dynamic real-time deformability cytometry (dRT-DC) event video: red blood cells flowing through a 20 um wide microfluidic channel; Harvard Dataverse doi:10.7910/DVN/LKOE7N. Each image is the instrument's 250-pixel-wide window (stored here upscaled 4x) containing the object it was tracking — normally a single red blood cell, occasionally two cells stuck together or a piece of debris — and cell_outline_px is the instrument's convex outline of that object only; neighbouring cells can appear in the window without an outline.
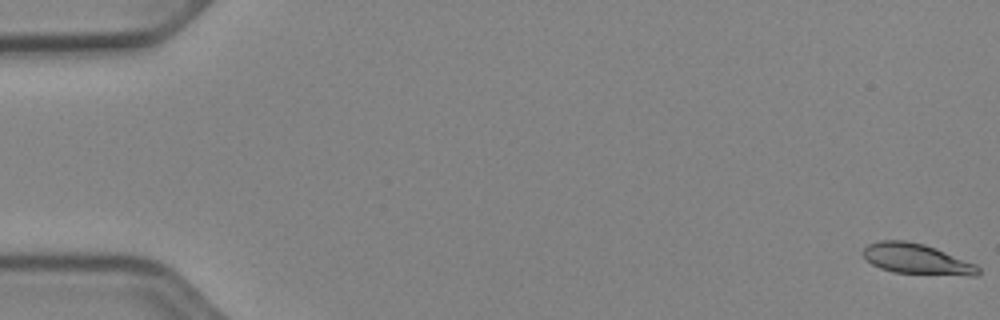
{"species": "Egyptian fruit bat (a non-hibernating species)", "species_latin": "Rousettus aegyptiacus", "temperature_condition": "cold", "stored_images_in_passage": 54, "camera_frame_rate_fps": 3000, "um_per_image_px": 0.085, "animal": {"sex": "female"}, "frame": {"image": 1, "passage_image": 1, "time_ms": 0.0, "image_size_px": [1000, 320], "cell_outline_px": [[980, 272], [976, 276], [968, 276], [892, 272], [880, 268], [872, 264], [860, 252], [868, 244], [880, 240], [904, 240], [924, 244], [936, 248], [976, 264], [980, 268]], "centroid_in_image_um": [77.92, 22.02], "position_along_channel_um": 7.1, "area_um2": 20.58}}
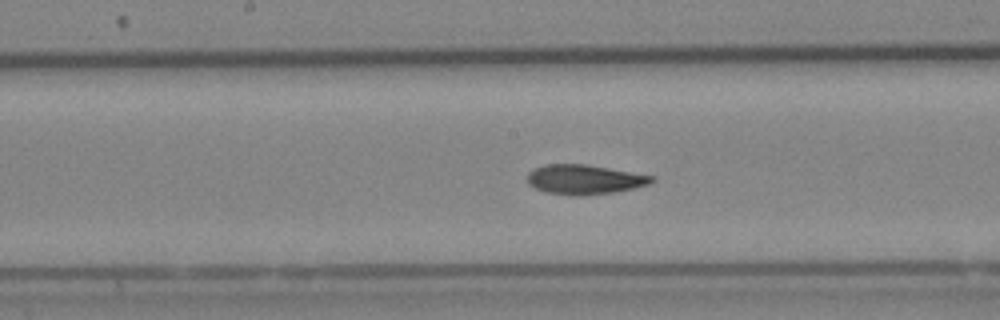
{"frame": {"image": 2, "passage_image": 28, "time_ms": 9.0, "image_size_px": [1000, 320], "cell_outline_px": [[656, 180], [648, 184], [636, 188], [612, 192], [580, 196], [572, 196], [544, 192], [528, 184], [528, 172], [536, 168], [548, 164], [584, 164], [656, 176]], "centroid_in_image_um": [49.7, 15.26], "position_along_channel_um": 198.5, "area_um2": 21.44}}
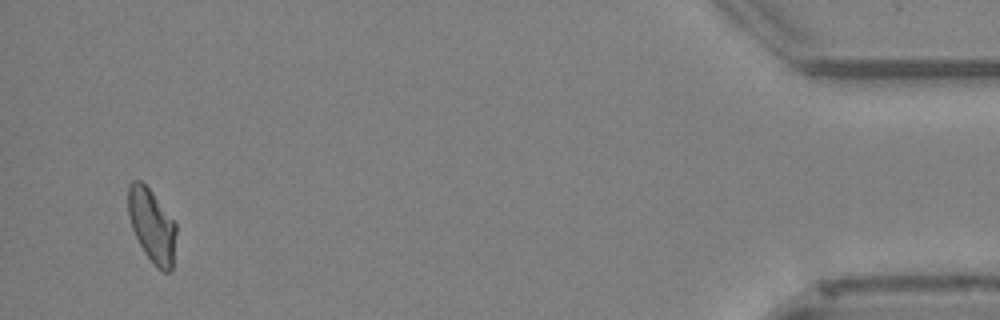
{"frame": {"image": 3, "passage_image": 51, "time_ms": 16.667, "image_size_px": [1000, 320], "cell_outline_px": [[176, 232], [172, 268], [168, 272], [164, 272], [156, 268], [144, 252], [132, 228], [128, 216], [128, 184], [132, 180], [140, 180], [152, 192], [176, 224]], "centroid_in_image_um": [12.9, 19.18], "position_along_channel_um": 422.3, "area_um2": 20.4}}